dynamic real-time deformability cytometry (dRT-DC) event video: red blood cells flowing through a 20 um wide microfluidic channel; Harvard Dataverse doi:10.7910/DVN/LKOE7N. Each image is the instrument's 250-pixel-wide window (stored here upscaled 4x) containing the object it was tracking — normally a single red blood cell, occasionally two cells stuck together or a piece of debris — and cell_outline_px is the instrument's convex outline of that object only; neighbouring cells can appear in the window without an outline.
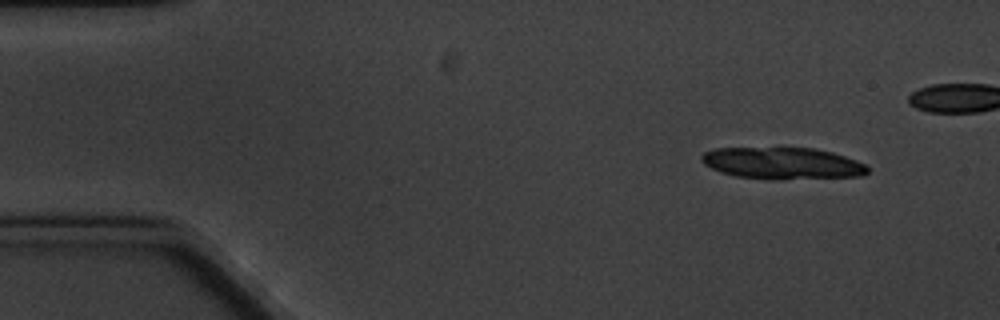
{"species": "common noctule bat (a hibernating species)", "species_latin": "Nyctalus noctula", "temperature_condition": "cold", "stored_images_in_passage": 6, "camera_frame_rate_fps": 3000, "um_per_image_px": 0.085, "animal": {"sex": "male", "body_mass_g": 20.1, "forearm_length_mm": 53.5}, "frame": {"image": 1, "passage_image": 1, "time_ms": 0.0, "image_size_px": [1000, 320], "cell_outline_px": [[868, 172], [864, 176], [776, 180], [772, 180], [736, 176], [720, 172], [704, 164], [700, 160], [700, 156], [704, 152], [716, 148], [816, 148], [832, 152], [868, 164]], "centroid_in_image_um": [66.53, 13.89], "position_along_channel_um": 18.5, "area_um2": 31.1}}